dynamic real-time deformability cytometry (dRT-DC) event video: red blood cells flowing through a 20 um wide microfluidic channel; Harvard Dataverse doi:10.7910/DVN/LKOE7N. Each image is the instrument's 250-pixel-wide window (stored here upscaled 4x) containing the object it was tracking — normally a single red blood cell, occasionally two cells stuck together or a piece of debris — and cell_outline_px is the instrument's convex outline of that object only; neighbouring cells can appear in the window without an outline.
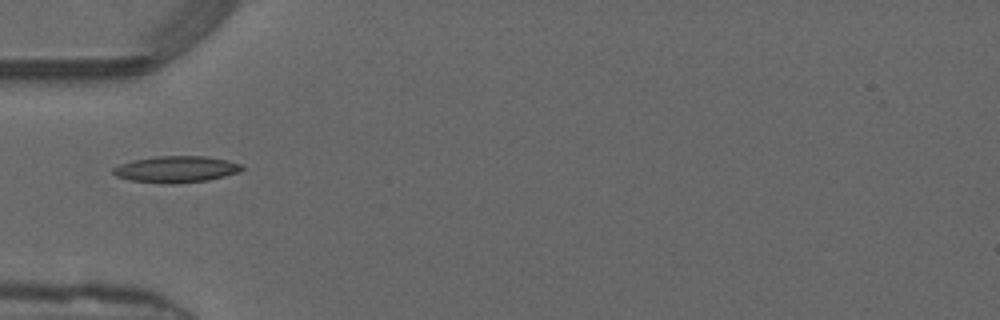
{"species": "common noctule bat (a hibernating species)", "species_latin": "Nyctalus noctula", "temperature_condition": "warm", "stored_images_in_passage": 28, "camera_frame_rate_fps": 3000, "um_per_image_px": 0.085, "animal": {"sex": "male", "forearm_length_mm": 52.5}, "frame": {"image": 1, "passage_image": 1, "time_ms": 0.0, "image_size_px": [1000, 320], "cell_outline_px": [[244, 168], [240, 172], [208, 180], [172, 184], [132, 180], [116, 176], [112, 172], [112, 168], [120, 164], [132, 160], [156, 156], [204, 156], [244, 164]], "centroid_in_image_um": [14.98, 14.38], "position_along_channel_um": 70.0, "area_um2": 19.77}}
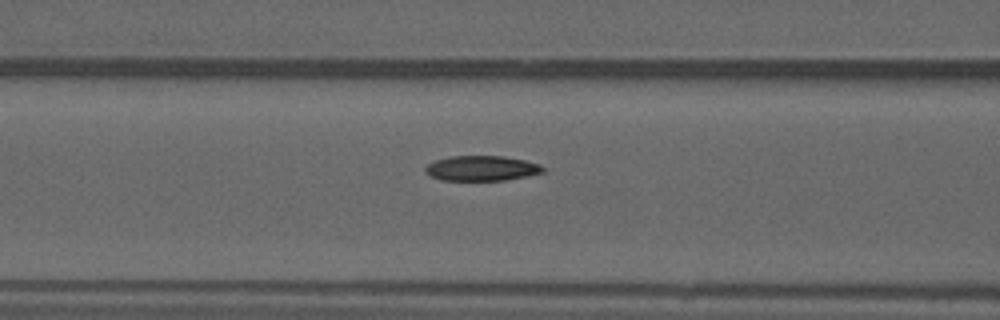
{"frame": {"image": 2, "passage_image": 5, "time_ms": 1.333, "image_size_px": [1000, 320], "cell_outline_px": [[544, 172], [504, 180], [440, 180], [424, 172], [424, 168], [428, 164], [436, 160], [448, 156], [504, 156], [524, 160], [540, 164], [544, 168]], "centroid_in_image_um": [40.91, 14.3], "position_along_channel_um": 125.7, "area_um2": 17.11}, "authors_computed_cell_mechanics": {"area_um2": 17.629, "velocity_mm_per_s": 4.1477, "shape_relaxation_time_tau1_ms": 7.0431, "shape_relaxation_time_tau2_ms": 4.4515, "deformation_change_tau1": 0.217, "deformation_change_tau2": 0.082}}